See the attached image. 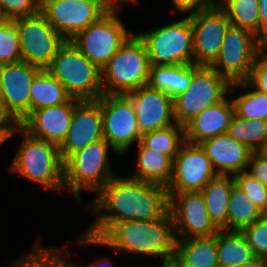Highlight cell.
I'll list each match as a JSON object with an SVG mask.
<instances>
[{"label":"cell","instance_id":"obj_11","mask_svg":"<svg viewBox=\"0 0 267 267\" xmlns=\"http://www.w3.org/2000/svg\"><path fill=\"white\" fill-rule=\"evenodd\" d=\"M104 140L118 154H125L134 142L141 141L133 103L126 94L101 96Z\"/></svg>","mask_w":267,"mask_h":267},{"label":"cell","instance_id":"obj_10","mask_svg":"<svg viewBox=\"0 0 267 267\" xmlns=\"http://www.w3.org/2000/svg\"><path fill=\"white\" fill-rule=\"evenodd\" d=\"M261 47L262 41L252 32L230 25L220 54L210 67L231 84L246 81Z\"/></svg>","mask_w":267,"mask_h":267},{"label":"cell","instance_id":"obj_46","mask_svg":"<svg viewBox=\"0 0 267 267\" xmlns=\"http://www.w3.org/2000/svg\"><path fill=\"white\" fill-rule=\"evenodd\" d=\"M102 260L101 259L100 260L97 259L96 261H94L93 263L87 265L86 267H113L112 263H110L111 260H109L107 257L103 258ZM80 267H82V266L80 265Z\"/></svg>","mask_w":267,"mask_h":267},{"label":"cell","instance_id":"obj_40","mask_svg":"<svg viewBox=\"0 0 267 267\" xmlns=\"http://www.w3.org/2000/svg\"><path fill=\"white\" fill-rule=\"evenodd\" d=\"M247 166H249L250 171L246 172L267 188V157L259 152H253Z\"/></svg>","mask_w":267,"mask_h":267},{"label":"cell","instance_id":"obj_51","mask_svg":"<svg viewBox=\"0 0 267 267\" xmlns=\"http://www.w3.org/2000/svg\"><path fill=\"white\" fill-rule=\"evenodd\" d=\"M66 267H80L78 264H70L66 261Z\"/></svg>","mask_w":267,"mask_h":267},{"label":"cell","instance_id":"obj_53","mask_svg":"<svg viewBox=\"0 0 267 267\" xmlns=\"http://www.w3.org/2000/svg\"><path fill=\"white\" fill-rule=\"evenodd\" d=\"M45 0H39V2H40V5L44 2Z\"/></svg>","mask_w":267,"mask_h":267},{"label":"cell","instance_id":"obj_37","mask_svg":"<svg viewBox=\"0 0 267 267\" xmlns=\"http://www.w3.org/2000/svg\"><path fill=\"white\" fill-rule=\"evenodd\" d=\"M241 233L246 238L255 256L267 258V218L264 215L243 228Z\"/></svg>","mask_w":267,"mask_h":267},{"label":"cell","instance_id":"obj_48","mask_svg":"<svg viewBox=\"0 0 267 267\" xmlns=\"http://www.w3.org/2000/svg\"><path fill=\"white\" fill-rule=\"evenodd\" d=\"M267 41L262 42L261 53L267 58Z\"/></svg>","mask_w":267,"mask_h":267},{"label":"cell","instance_id":"obj_36","mask_svg":"<svg viewBox=\"0 0 267 267\" xmlns=\"http://www.w3.org/2000/svg\"><path fill=\"white\" fill-rule=\"evenodd\" d=\"M235 183L251 198L263 212L267 211V188L246 171L234 175Z\"/></svg>","mask_w":267,"mask_h":267},{"label":"cell","instance_id":"obj_8","mask_svg":"<svg viewBox=\"0 0 267 267\" xmlns=\"http://www.w3.org/2000/svg\"><path fill=\"white\" fill-rule=\"evenodd\" d=\"M108 10L96 22L76 34L71 41L100 70L133 34L116 15Z\"/></svg>","mask_w":267,"mask_h":267},{"label":"cell","instance_id":"obj_52","mask_svg":"<svg viewBox=\"0 0 267 267\" xmlns=\"http://www.w3.org/2000/svg\"><path fill=\"white\" fill-rule=\"evenodd\" d=\"M5 117V115H4V113L2 112V109H1V106H0V119H2V118H4Z\"/></svg>","mask_w":267,"mask_h":267},{"label":"cell","instance_id":"obj_45","mask_svg":"<svg viewBox=\"0 0 267 267\" xmlns=\"http://www.w3.org/2000/svg\"><path fill=\"white\" fill-rule=\"evenodd\" d=\"M106 8H108L109 10H114L117 9V5H115L114 3H137V0H99Z\"/></svg>","mask_w":267,"mask_h":267},{"label":"cell","instance_id":"obj_6","mask_svg":"<svg viewBox=\"0 0 267 267\" xmlns=\"http://www.w3.org/2000/svg\"><path fill=\"white\" fill-rule=\"evenodd\" d=\"M111 146L101 139L72 154L64 162V187L80 202L81 190L98 192L113 177L108 151Z\"/></svg>","mask_w":267,"mask_h":267},{"label":"cell","instance_id":"obj_12","mask_svg":"<svg viewBox=\"0 0 267 267\" xmlns=\"http://www.w3.org/2000/svg\"><path fill=\"white\" fill-rule=\"evenodd\" d=\"M14 22L19 32L22 61L46 69L66 40L41 12Z\"/></svg>","mask_w":267,"mask_h":267},{"label":"cell","instance_id":"obj_34","mask_svg":"<svg viewBox=\"0 0 267 267\" xmlns=\"http://www.w3.org/2000/svg\"><path fill=\"white\" fill-rule=\"evenodd\" d=\"M63 248L65 246L46 249L40 243L13 265L16 267H66V255H64L66 251Z\"/></svg>","mask_w":267,"mask_h":267},{"label":"cell","instance_id":"obj_24","mask_svg":"<svg viewBox=\"0 0 267 267\" xmlns=\"http://www.w3.org/2000/svg\"><path fill=\"white\" fill-rule=\"evenodd\" d=\"M202 66L196 64L180 65H150L148 85L151 88L163 91L171 98L187 90L193 75Z\"/></svg>","mask_w":267,"mask_h":267},{"label":"cell","instance_id":"obj_35","mask_svg":"<svg viewBox=\"0 0 267 267\" xmlns=\"http://www.w3.org/2000/svg\"><path fill=\"white\" fill-rule=\"evenodd\" d=\"M22 61L19 32L14 20L0 27V65Z\"/></svg>","mask_w":267,"mask_h":267},{"label":"cell","instance_id":"obj_43","mask_svg":"<svg viewBox=\"0 0 267 267\" xmlns=\"http://www.w3.org/2000/svg\"><path fill=\"white\" fill-rule=\"evenodd\" d=\"M259 1L260 40L267 41V0Z\"/></svg>","mask_w":267,"mask_h":267},{"label":"cell","instance_id":"obj_39","mask_svg":"<svg viewBox=\"0 0 267 267\" xmlns=\"http://www.w3.org/2000/svg\"><path fill=\"white\" fill-rule=\"evenodd\" d=\"M0 9L8 20L32 16L40 12L39 0H0Z\"/></svg>","mask_w":267,"mask_h":267},{"label":"cell","instance_id":"obj_19","mask_svg":"<svg viewBox=\"0 0 267 267\" xmlns=\"http://www.w3.org/2000/svg\"><path fill=\"white\" fill-rule=\"evenodd\" d=\"M126 95L134 105L141 135L167 128L176 123L174 99L163 91L151 88L147 84L127 92Z\"/></svg>","mask_w":267,"mask_h":267},{"label":"cell","instance_id":"obj_27","mask_svg":"<svg viewBox=\"0 0 267 267\" xmlns=\"http://www.w3.org/2000/svg\"><path fill=\"white\" fill-rule=\"evenodd\" d=\"M71 98L59 80L46 69H41L31 84L30 113L43 107L65 103Z\"/></svg>","mask_w":267,"mask_h":267},{"label":"cell","instance_id":"obj_3","mask_svg":"<svg viewBox=\"0 0 267 267\" xmlns=\"http://www.w3.org/2000/svg\"><path fill=\"white\" fill-rule=\"evenodd\" d=\"M22 143L15 154L10 171L39 183L43 189L61 191L64 188V162L59 146L29 135L20 126Z\"/></svg>","mask_w":267,"mask_h":267},{"label":"cell","instance_id":"obj_18","mask_svg":"<svg viewBox=\"0 0 267 267\" xmlns=\"http://www.w3.org/2000/svg\"><path fill=\"white\" fill-rule=\"evenodd\" d=\"M101 139H104L101 97L96 100H79L74 107L67 136L59 146L63 162Z\"/></svg>","mask_w":267,"mask_h":267},{"label":"cell","instance_id":"obj_5","mask_svg":"<svg viewBox=\"0 0 267 267\" xmlns=\"http://www.w3.org/2000/svg\"><path fill=\"white\" fill-rule=\"evenodd\" d=\"M46 70L79 100H96L103 95L101 70L71 40L58 49Z\"/></svg>","mask_w":267,"mask_h":267},{"label":"cell","instance_id":"obj_42","mask_svg":"<svg viewBox=\"0 0 267 267\" xmlns=\"http://www.w3.org/2000/svg\"><path fill=\"white\" fill-rule=\"evenodd\" d=\"M19 123L10 117L0 119V145L16 134Z\"/></svg>","mask_w":267,"mask_h":267},{"label":"cell","instance_id":"obj_4","mask_svg":"<svg viewBox=\"0 0 267 267\" xmlns=\"http://www.w3.org/2000/svg\"><path fill=\"white\" fill-rule=\"evenodd\" d=\"M150 65L143 41L132 34L101 69L103 94H126L147 85Z\"/></svg>","mask_w":267,"mask_h":267},{"label":"cell","instance_id":"obj_23","mask_svg":"<svg viewBox=\"0 0 267 267\" xmlns=\"http://www.w3.org/2000/svg\"><path fill=\"white\" fill-rule=\"evenodd\" d=\"M173 262L178 267H219L217 234L208 237L176 239Z\"/></svg>","mask_w":267,"mask_h":267},{"label":"cell","instance_id":"obj_38","mask_svg":"<svg viewBox=\"0 0 267 267\" xmlns=\"http://www.w3.org/2000/svg\"><path fill=\"white\" fill-rule=\"evenodd\" d=\"M253 87L259 92L267 94V58L260 53L254 61L246 81L232 83L230 91L237 87ZM233 88V89H232Z\"/></svg>","mask_w":267,"mask_h":267},{"label":"cell","instance_id":"obj_26","mask_svg":"<svg viewBox=\"0 0 267 267\" xmlns=\"http://www.w3.org/2000/svg\"><path fill=\"white\" fill-rule=\"evenodd\" d=\"M173 173V159L138 143L136 170L130 178L167 187Z\"/></svg>","mask_w":267,"mask_h":267},{"label":"cell","instance_id":"obj_13","mask_svg":"<svg viewBox=\"0 0 267 267\" xmlns=\"http://www.w3.org/2000/svg\"><path fill=\"white\" fill-rule=\"evenodd\" d=\"M108 10L99 0H45L40 5V12L65 40H71Z\"/></svg>","mask_w":267,"mask_h":267},{"label":"cell","instance_id":"obj_9","mask_svg":"<svg viewBox=\"0 0 267 267\" xmlns=\"http://www.w3.org/2000/svg\"><path fill=\"white\" fill-rule=\"evenodd\" d=\"M231 83L216 70L202 66L191 80L190 86L174 98L176 123L185 126L211 105L223 100Z\"/></svg>","mask_w":267,"mask_h":267},{"label":"cell","instance_id":"obj_16","mask_svg":"<svg viewBox=\"0 0 267 267\" xmlns=\"http://www.w3.org/2000/svg\"><path fill=\"white\" fill-rule=\"evenodd\" d=\"M188 15L193 29L194 64L210 67L220 54L230 21L217 3Z\"/></svg>","mask_w":267,"mask_h":267},{"label":"cell","instance_id":"obj_15","mask_svg":"<svg viewBox=\"0 0 267 267\" xmlns=\"http://www.w3.org/2000/svg\"><path fill=\"white\" fill-rule=\"evenodd\" d=\"M168 195L176 239L208 237L218 233L219 229L209 217L201 191Z\"/></svg>","mask_w":267,"mask_h":267},{"label":"cell","instance_id":"obj_29","mask_svg":"<svg viewBox=\"0 0 267 267\" xmlns=\"http://www.w3.org/2000/svg\"><path fill=\"white\" fill-rule=\"evenodd\" d=\"M263 215L251 198L235 183L229 195L227 230L241 231Z\"/></svg>","mask_w":267,"mask_h":267},{"label":"cell","instance_id":"obj_22","mask_svg":"<svg viewBox=\"0 0 267 267\" xmlns=\"http://www.w3.org/2000/svg\"><path fill=\"white\" fill-rule=\"evenodd\" d=\"M233 115V102L225 97L206 108L184 126L185 141L200 144L206 139L227 133Z\"/></svg>","mask_w":267,"mask_h":267},{"label":"cell","instance_id":"obj_28","mask_svg":"<svg viewBox=\"0 0 267 267\" xmlns=\"http://www.w3.org/2000/svg\"><path fill=\"white\" fill-rule=\"evenodd\" d=\"M255 256L241 231L219 230L217 259L219 267H238Z\"/></svg>","mask_w":267,"mask_h":267},{"label":"cell","instance_id":"obj_25","mask_svg":"<svg viewBox=\"0 0 267 267\" xmlns=\"http://www.w3.org/2000/svg\"><path fill=\"white\" fill-rule=\"evenodd\" d=\"M234 175L218 174L201 191L211 221L219 230H227L228 204Z\"/></svg>","mask_w":267,"mask_h":267},{"label":"cell","instance_id":"obj_49","mask_svg":"<svg viewBox=\"0 0 267 267\" xmlns=\"http://www.w3.org/2000/svg\"><path fill=\"white\" fill-rule=\"evenodd\" d=\"M7 21H8V19L5 17L4 13L0 9V27Z\"/></svg>","mask_w":267,"mask_h":267},{"label":"cell","instance_id":"obj_41","mask_svg":"<svg viewBox=\"0 0 267 267\" xmlns=\"http://www.w3.org/2000/svg\"><path fill=\"white\" fill-rule=\"evenodd\" d=\"M175 7L184 13L198 12L200 10H205L214 6L217 2L216 0H172Z\"/></svg>","mask_w":267,"mask_h":267},{"label":"cell","instance_id":"obj_2","mask_svg":"<svg viewBox=\"0 0 267 267\" xmlns=\"http://www.w3.org/2000/svg\"><path fill=\"white\" fill-rule=\"evenodd\" d=\"M174 226L171 213L148 221H125L114 224L101 238L87 234L80 244L109 246L117 251L160 256L162 264L172 263L175 257Z\"/></svg>","mask_w":267,"mask_h":267},{"label":"cell","instance_id":"obj_50","mask_svg":"<svg viewBox=\"0 0 267 267\" xmlns=\"http://www.w3.org/2000/svg\"><path fill=\"white\" fill-rule=\"evenodd\" d=\"M161 267H178L174 262L162 264Z\"/></svg>","mask_w":267,"mask_h":267},{"label":"cell","instance_id":"obj_14","mask_svg":"<svg viewBox=\"0 0 267 267\" xmlns=\"http://www.w3.org/2000/svg\"><path fill=\"white\" fill-rule=\"evenodd\" d=\"M41 68L26 61L0 67V106L5 117L19 124L30 113V88Z\"/></svg>","mask_w":267,"mask_h":267},{"label":"cell","instance_id":"obj_1","mask_svg":"<svg viewBox=\"0 0 267 267\" xmlns=\"http://www.w3.org/2000/svg\"><path fill=\"white\" fill-rule=\"evenodd\" d=\"M97 193L86 207L95 215L86 233L94 237L101 238L114 224L155 220L169 211L168 191L159 184L115 176Z\"/></svg>","mask_w":267,"mask_h":267},{"label":"cell","instance_id":"obj_20","mask_svg":"<svg viewBox=\"0 0 267 267\" xmlns=\"http://www.w3.org/2000/svg\"><path fill=\"white\" fill-rule=\"evenodd\" d=\"M78 101L79 99L71 98L56 106L37 109L29 113L19 126L33 137L60 146L67 136L74 107Z\"/></svg>","mask_w":267,"mask_h":267},{"label":"cell","instance_id":"obj_7","mask_svg":"<svg viewBox=\"0 0 267 267\" xmlns=\"http://www.w3.org/2000/svg\"><path fill=\"white\" fill-rule=\"evenodd\" d=\"M143 41L150 64H194L193 29L189 15L147 33H136Z\"/></svg>","mask_w":267,"mask_h":267},{"label":"cell","instance_id":"obj_33","mask_svg":"<svg viewBox=\"0 0 267 267\" xmlns=\"http://www.w3.org/2000/svg\"><path fill=\"white\" fill-rule=\"evenodd\" d=\"M234 113L245 119L267 121V94L257 91L246 92L245 94L232 99Z\"/></svg>","mask_w":267,"mask_h":267},{"label":"cell","instance_id":"obj_47","mask_svg":"<svg viewBox=\"0 0 267 267\" xmlns=\"http://www.w3.org/2000/svg\"><path fill=\"white\" fill-rule=\"evenodd\" d=\"M258 152L263 156L267 157V139L265 140L263 146L260 148Z\"/></svg>","mask_w":267,"mask_h":267},{"label":"cell","instance_id":"obj_17","mask_svg":"<svg viewBox=\"0 0 267 267\" xmlns=\"http://www.w3.org/2000/svg\"><path fill=\"white\" fill-rule=\"evenodd\" d=\"M218 174L200 144L184 142L173 159V173L168 193L202 191Z\"/></svg>","mask_w":267,"mask_h":267},{"label":"cell","instance_id":"obj_32","mask_svg":"<svg viewBox=\"0 0 267 267\" xmlns=\"http://www.w3.org/2000/svg\"><path fill=\"white\" fill-rule=\"evenodd\" d=\"M140 142L146 148L174 159L185 142L184 126L175 123L167 128L145 133Z\"/></svg>","mask_w":267,"mask_h":267},{"label":"cell","instance_id":"obj_30","mask_svg":"<svg viewBox=\"0 0 267 267\" xmlns=\"http://www.w3.org/2000/svg\"><path fill=\"white\" fill-rule=\"evenodd\" d=\"M216 2L226 13L231 26L246 29L260 39L258 0H218Z\"/></svg>","mask_w":267,"mask_h":267},{"label":"cell","instance_id":"obj_21","mask_svg":"<svg viewBox=\"0 0 267 267\" xmlns=\"http://www.w3.org/2000/svg\"><path fill=\"white\" fill-rule=\"evenodd\" d=\"M200 145L206 151L217 174L235 175L247 171L253 151L228 133L206 139Z\"/></svg>","mask_w":267,"mask_h":267},{"label":"cell","instance_id":"obj_31","mask_svg":"<svg viewBox=\"0 0 267 267\" xmlns=\"http://www.w3.org/2000/svg\"><path fill=\"white\" fill-rule=\"evenodd\" d=\"M227 133L253 152H258L267 139V121L245 119L234 113Z\"/></svg>","mask_w":267,"mask_h":267},{"label":"cell","instance_id":"obj_44","mask_svg":"<svg viewBox=\"0 0 267 267\" xmlns=\"http://www.w3.org/2000/svg\"><path fill=\"white\" fill-rule=\"evenodd\" d=\"M238 267H267V258L256 256Z\"/></svg>","mask_w":267,"mask_h":267}]
</instances>
